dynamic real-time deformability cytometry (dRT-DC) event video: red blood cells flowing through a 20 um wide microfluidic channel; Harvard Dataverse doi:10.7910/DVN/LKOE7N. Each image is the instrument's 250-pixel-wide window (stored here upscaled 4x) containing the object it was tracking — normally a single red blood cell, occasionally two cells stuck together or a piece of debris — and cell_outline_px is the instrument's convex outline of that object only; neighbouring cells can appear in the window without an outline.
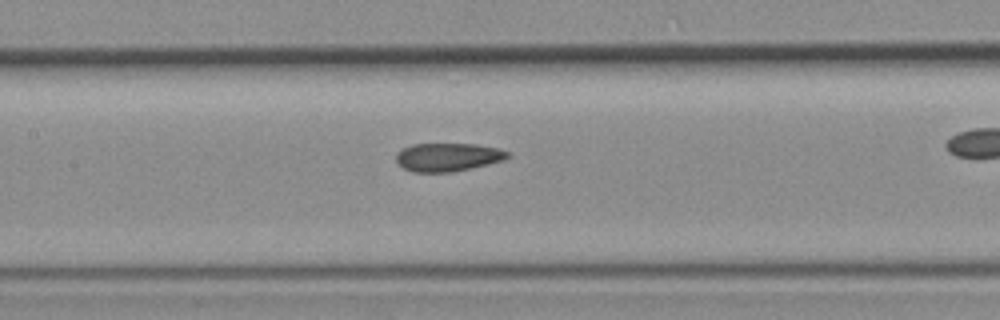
{"species": "common noctule bat (a hibernating species)", "species_latin": "Nyctalus noctula", "temperature_condition": "room temperature", "stored_images_in_passage": 34, "camera_frame_rate_fps": 3000, "um_per_image_px": 0.085, "animal": {"sex": "female", "body_mass_g": 19.3, "forearm_length_mm": 54.1}, "frame": {"image": 1, "passage_image": 20, "time_ms": 6.333, "image_size_px": [1000, 320], "cell_outline_px": [[508, 156], [504, 160], [472, 168], [452, 172], [412, 172], [404, 168], [396, 160], [396, 152], [412, 144], [476, 144], [496, 148], [508, 152]], "centroid_in_image_um": [38.04, 13.36], "position_along_channel_um": 169.4, "area_um2": 18.26}}
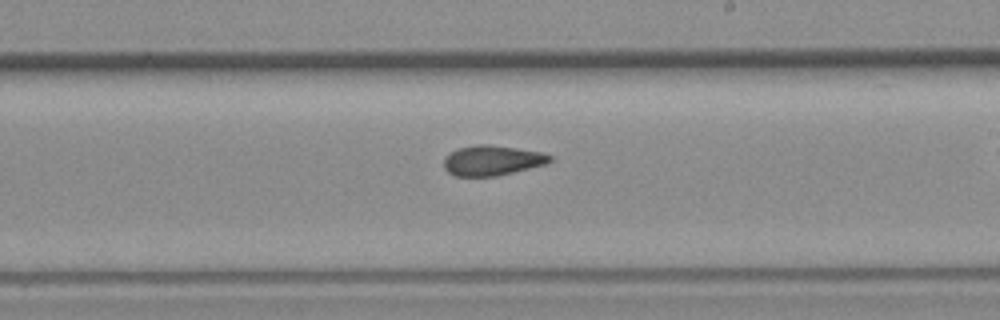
{"frame": {"image": 2, "passage_image": 25, "time_ms": 8.0, "image_size_px": [1000, 320], "cell_outline_px": [[552, 160], [544, 164], [496, 176], [456, 176], [448, 172], [444, 168], [444, 156], [448, 152], [456, 148], [476, 144], [484, 144], [540, 152], [552, 156]], "centroid_in_image_um": [41.74, 13.63], "position_along_channel_um": 247.3, "area_um2": 18.38}}